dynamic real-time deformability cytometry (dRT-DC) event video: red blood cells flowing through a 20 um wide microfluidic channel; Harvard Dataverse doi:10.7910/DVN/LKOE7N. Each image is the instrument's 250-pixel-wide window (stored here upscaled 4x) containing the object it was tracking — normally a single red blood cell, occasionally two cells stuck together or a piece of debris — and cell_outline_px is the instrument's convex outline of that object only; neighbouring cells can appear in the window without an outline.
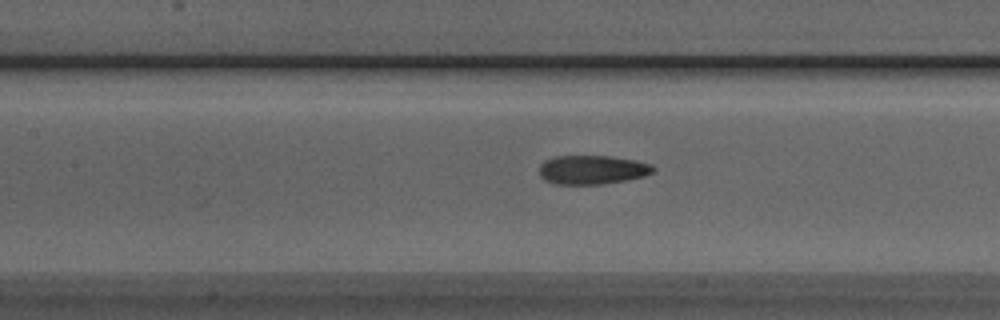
{"species": "Egyptian fruit bat (a non-hibernating species)", "species_latin": "Rousettus aegyptiacus", "temperature_condition": "room temperature", "stored_images_in_passage": 36, "camera_frame_rate_fps": 3000, "um_per_image_px": 0.085, "animal": {"sex": "male"}, "frame": {"image": 1, "passage_image": 14, "time_ms": 4.333, "image_size_px": [1000, 320], "cell_outline_px": [[656, 168], [652, 172], [644, 176], [624, 180], [600, 184], [556, 184], [544, 180], [540, 176], [540, 164], [544, 160], [552, 156], [612, 156], [636, 160], [652, 164]], "centroid_in_image_um": [50.32, 14.41], "position_along_channel_um": 157.1, "area_um2": 19.31}}
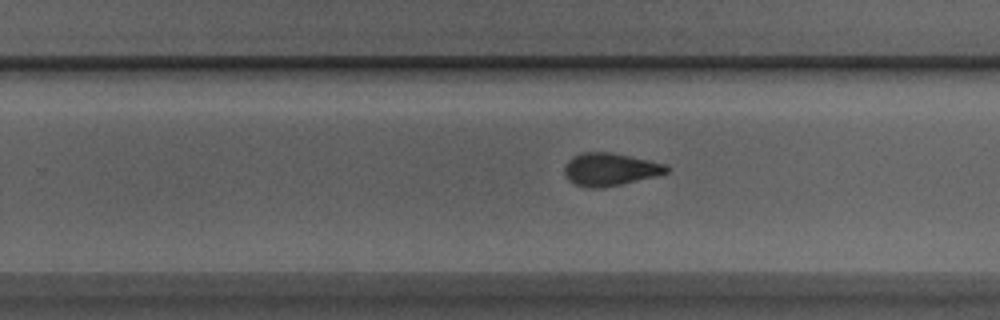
{"frame": {"image": 2, "passage_image": 23, "time_ms": 7.333, "image_size_px": [1000, 320], "cell_outline_px": [[672, 168], [668, 172], [656, 176], [604, 188], [588, 188], [576, 184], [568, 180], [564, 176], [564, 168], [568, 160], [584, 152], [608, 152], [648, 160], [664, 164]], "centroid_in_image_um": [51.85, 14.41], "position_along_channel_um": 278.0, "area_um2": 19.36}}
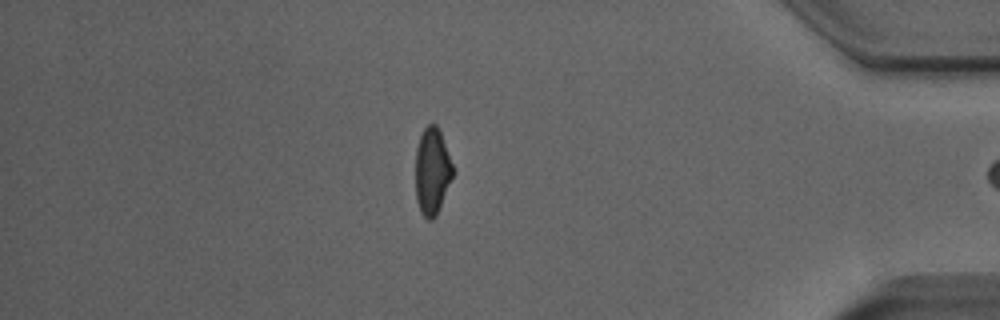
{"frame": {"image": 3, "passage_image": 35, "time_ms": 11.333, "image_size_px": [1000, 320], "cell_outline_px": [[452, 176], [436, 216], [432, 220], [428, 220], [420, 212], [416, 200], [416, 148], [420, 136], [424, 128], [428, 124], [436, 124], [440, 132], [452, 164]], "centroid_in_image_um": [36.7, 14.56], "position_along_channel_um": 398.5, "area_um2": 18.5}, "authors_computed_cell_mechanics": {"area_um2": 19.7387, "velocity_mm_per_s": 4.0448, "shape_relaxation_time_tau1_ms": 7.0138, "shape_relaxation_time_tau2_ms": 1.8748, "deformation_change_tau1": 0.1899, "deformation_change_tau2": 0.0914}}